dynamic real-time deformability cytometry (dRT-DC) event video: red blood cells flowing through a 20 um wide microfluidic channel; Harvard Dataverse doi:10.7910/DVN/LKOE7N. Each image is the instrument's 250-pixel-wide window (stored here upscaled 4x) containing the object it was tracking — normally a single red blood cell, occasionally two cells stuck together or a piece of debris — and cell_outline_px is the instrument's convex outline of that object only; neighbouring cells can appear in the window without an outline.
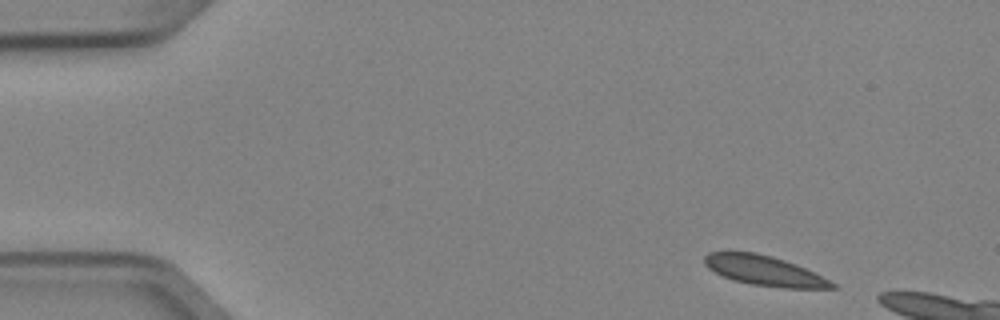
{"species": "Egyptian fruit bat (a non-hibernating species)", "species_latin": "Rousettus aegyptiacus", "temperature_condition": "cold", "stored_images_in_passage": 4, "camera_frame_rate_fps": 3000, "um_per_image_px": 0.085, "animal": {"sex": "female"}, "frame": {"image": 1, "passage_image": 1, "time_ms": 0.0, "image_size_px": [1000, 320], "cell_outline_px": [[840, 288], [784, 288], [752, 284], [732, 280], [708, 268], [704, 264], [704, 256], [708, 252], [728, 248], [756, 252], [772, 256], [796, 264], [836, 284]], "centroid_in_image_um": [64.86, 22.95], "position_along_channel_um": 20.1, "area_um2": 22.66}}